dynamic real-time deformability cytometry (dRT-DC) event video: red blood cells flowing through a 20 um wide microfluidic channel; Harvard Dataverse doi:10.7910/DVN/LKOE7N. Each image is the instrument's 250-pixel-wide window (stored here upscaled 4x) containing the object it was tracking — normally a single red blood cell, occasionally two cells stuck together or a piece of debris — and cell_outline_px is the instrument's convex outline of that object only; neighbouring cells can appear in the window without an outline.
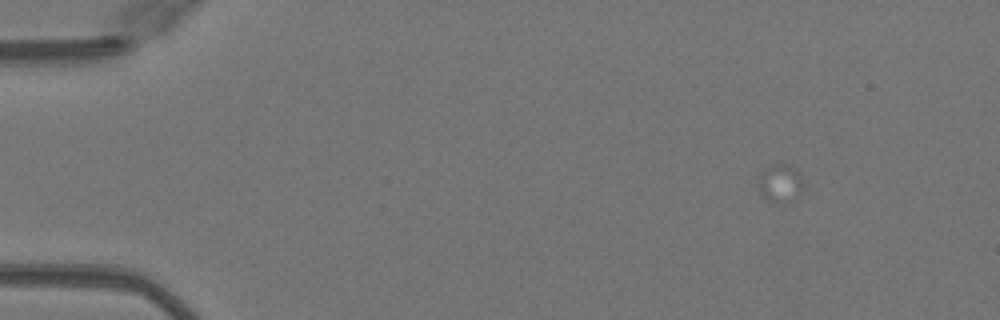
{"species": "Egyptian fruit bat (a non-hibernating species)", "species_latin": "Rousettus aegyptiacus", "temperature_condition": "warm", "stored_images_in_passage": 5, "camera_frame_rate_fps": 3000, "um_per_image_px": 0.085, "animal": {"sex": "female"}, "frame": {"image": 1, "passage_image": 1, "time_ms": 0.0, "image_size_px": [1000, 320], "cell_outline_px": [[804, 180], [800, 192], [796, 196], [784, 204], [772, 204], [760, 196], [756, 184], [760, 176], [768, 164], [792, 164], [800, 172]], "centroid_in_image_um": [66.29, 15.58], "position_along_channel_um": 18.7, "area_um2": 10.58}}